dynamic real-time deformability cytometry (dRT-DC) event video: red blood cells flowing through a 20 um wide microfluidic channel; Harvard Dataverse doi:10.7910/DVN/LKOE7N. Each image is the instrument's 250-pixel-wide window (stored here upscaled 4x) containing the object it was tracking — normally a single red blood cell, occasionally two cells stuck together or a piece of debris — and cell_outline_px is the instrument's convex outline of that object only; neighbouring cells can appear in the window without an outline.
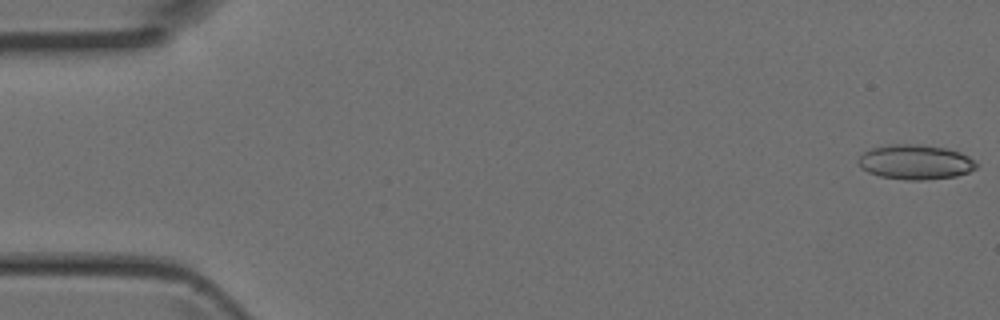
{"species": "Egyptian fruit bat (a non-hibernating species)", "species_latin": "Rousettus aegyptiacus", "temperature_condition": "room temperature", "stored_images_in_passage": 5, "camera_frame_rate_fps": 3000, "um_per_image_px": 0.085, "animal": {"sex": "female"}, "frame": {"image": 1, "passage_image": 1, "time_ms": 0.0, "image_size_px": [1000, 320], "cell_outline_px": [[980, 164], [976, 168], [968, 172], [956, 176], [924, 180], [908, 180], [880, 176], [868, 172], [860, 168], [856, 160], [864, 152], [872, 148], [892, 144], [920, 144], [944, 148], [960, 152], [968, 156]], "centroid_in_image_um": [77.8, 13.78], "position_along_channel_um": 7.2, "area_um2": 23.99}}